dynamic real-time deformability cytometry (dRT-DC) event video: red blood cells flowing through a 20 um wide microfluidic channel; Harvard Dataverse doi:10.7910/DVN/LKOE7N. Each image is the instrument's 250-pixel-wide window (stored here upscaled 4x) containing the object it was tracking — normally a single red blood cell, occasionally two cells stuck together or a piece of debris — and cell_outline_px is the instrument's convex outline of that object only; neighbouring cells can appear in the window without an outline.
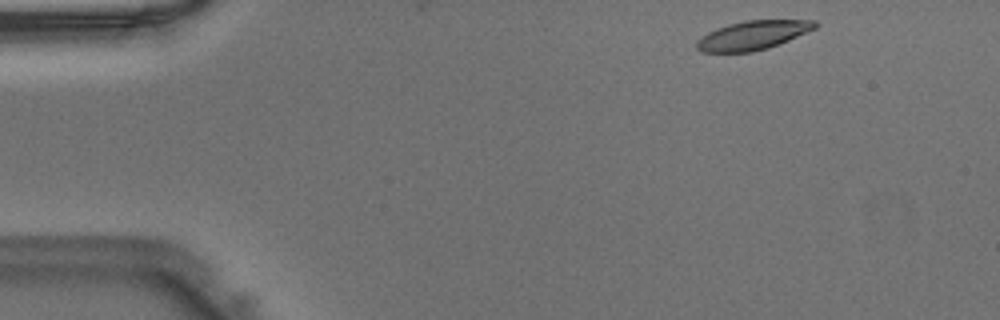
{"species": "Egyptian fruit bat (a non-hibernating species)", "species_latin": "Rousettus aegyptiacus", "temperature_condition": "warm", "stored_images_in_passage": 42, "camera_frame_rate_fps": 3000, "um_per_image_px": 0.085, "animal": {"sex": "male"}, "frame": {"image": 1, "passage_image": 1, "time_ms": 0.0, "image_size_px": [1000, 320], "cell_outline_px": [[816, 28], [788, 40], [768, 48], [752, 52], [700, 52], [696, 48], [696, 40], [708, 32], [716, 28], [728, 24], [744, 20], [816, 20]], "centroid_in_image_um": [63.94, 3.0], "position_along_channel_um": 21.1, "area_um2": 19.94}}
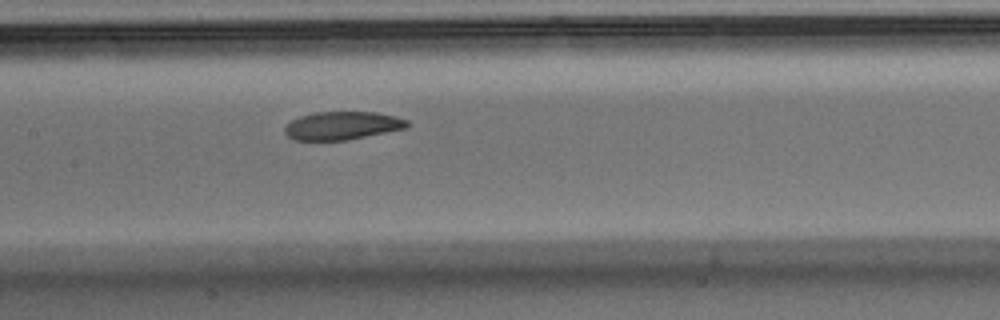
{"frame": {"image": 2, "passage_image": 18, "time_ms": 5.667, "image_size_px": [1000, 320], "cell_outline_px": [[412, 124], [408, 128], [344, 140], [292, 140], [284, 132], [284, 128], [292, 120], [300, 116], [316, 112], [376, 112], [396, 116], [408, 120]], "centroid_in_image_um": [29.13, 10.67], "position_along_channel_um": 178.3, "area_um2": 20.11}}
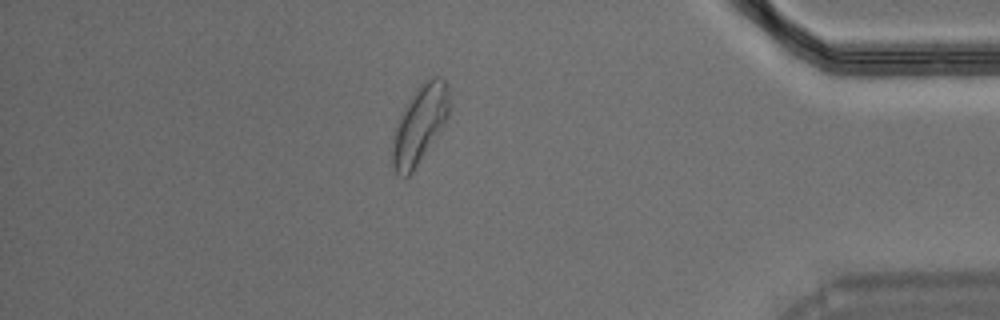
{"frame": {"image": 3, "passage_image": 36, "time_ms": 11.667, "image_size_px": [1000, 320], "cell_outline_px": [[448, 116], [412, 172], [408, 176], [404, 176], [396, 172], [392, 164], [392, 136], [396, 120], [412, 92], [420, 84], [432, 76], [440, 76], [444, 80], [448, 92]], "centroid_in_image_um": [35.61, 10.54], "position_along_channel_um": 399.6, "area_um2": 25.37}}